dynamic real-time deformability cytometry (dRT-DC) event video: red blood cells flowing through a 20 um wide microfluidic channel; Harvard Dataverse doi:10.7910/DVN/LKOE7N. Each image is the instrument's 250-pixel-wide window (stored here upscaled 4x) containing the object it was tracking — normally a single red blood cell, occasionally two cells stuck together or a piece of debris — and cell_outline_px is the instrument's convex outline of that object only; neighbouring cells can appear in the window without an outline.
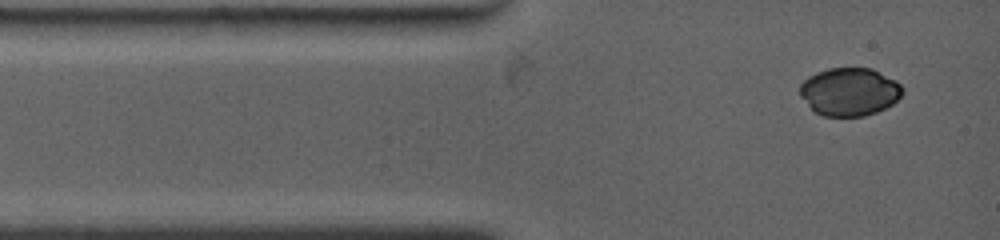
{"species": "common noctule bat (a hibernating species)", "species_latin": "Nyctalus noctula", "temperature_condition": "warm", "stored_images_in_passage": 8, "camera_frame_rate_fps": 4500, "um_per_image_px": 0.085, "animal": {"sex": "female", "body_mass_g": 19.0, "forearm_length_mm": 53.3}, "frame": {"image": 1, "passage_image": 1, "time_ms": 0.0, "image_size_px": [1000, 240], "cell_outline_px": [[904, 92], [892, 104], [876, 112], [864, 116], [824, 116], [816, 112], [800, 96], [800, 84], [808, 76], [816, 72], [828, 68], [872, 68], [896, 80], [904, 88]], "centroid_in_image_um": [72.22, 7.78], "position_along_channel_um": 12.8, "area_um2": 28.73}}
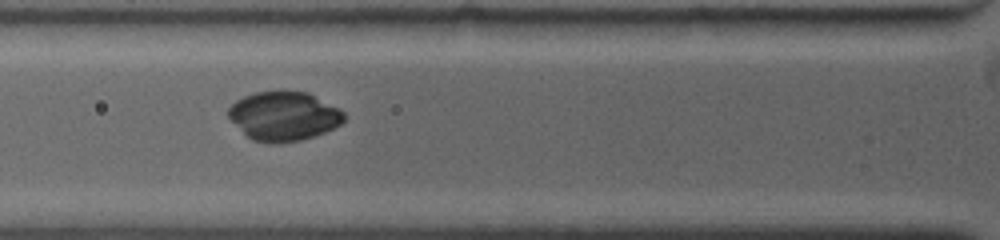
{"frame": {"image": 2, "passage_image": 5, "time_ms": 3.111, "image_size_px": [1000, 240], "cell_outline_px": [[344, 120], [340, 124], [324, 132], [300, 140], [280, 144], [272, 144], [252, 140], [228, 116], [228, 108], [236, 100], [244, 96], [256, 92], [308, 92], [340, 108], [344, 112]], "centroid_in_image_um": [24.13, 9.88], "position_along_channel_um": 101.7, "area_um2": 32.77}}
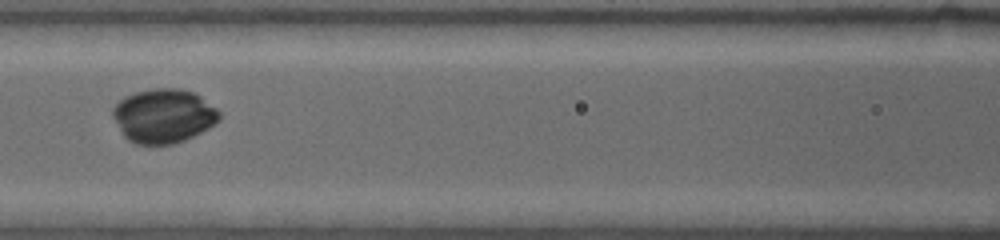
{"frame": {"image": 3, "passage_image": 7, "time_ms": 4.444, "image_size_px": [1000, 240], "cell_outline_px": [[220, 116], [208, 128], [184, 140], [172, 144], [136, 144], [128, 140], [124, 136], [112, 116], [112, 108], [124, 96], [136, 92], [152, 88], [180, 88], [196, 92], [216, 108], [220, 112]], "centroid_in_image_um": [13.88, 9.83], "position_along_channel_um": 152.7, "area_um2": 33.47}}